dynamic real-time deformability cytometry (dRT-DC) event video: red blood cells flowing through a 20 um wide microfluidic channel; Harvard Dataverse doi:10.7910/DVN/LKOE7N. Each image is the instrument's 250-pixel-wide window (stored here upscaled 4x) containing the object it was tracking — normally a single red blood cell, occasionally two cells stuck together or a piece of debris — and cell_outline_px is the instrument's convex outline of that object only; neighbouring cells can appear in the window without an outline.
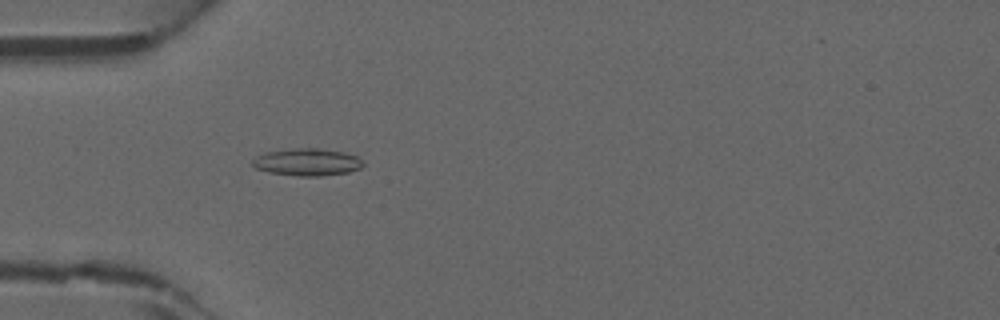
{"species": "common noctule bat (a hibernating species)", "species_latin": "Nyctalus noctula", "temperature_condition": "warm", "stored_images_in_passage": 38, "camera_frame_rate_fps": 3000, "um_per_image_px": 0.085, "animal": {"sex": "male", "forearm_length_mm": 52.5}, "frame": {"image": 1, "passage_image": 7, "time_ms": 2.0, "image_size_px": [1000, 320], "cell_outline_px": [[364, 164], [360, 168], [348, 172], [320, 176], [300, 176], [268, 172], [256, 168], [248, 164], [256, 156], [264, 152], [296, 148], [316, 148], [344, 152], [356, 156]], "centroid_in_image_um": [26.05, 13.78], "position_along_channel_um": 59.0, "area_um2": 17.57}}
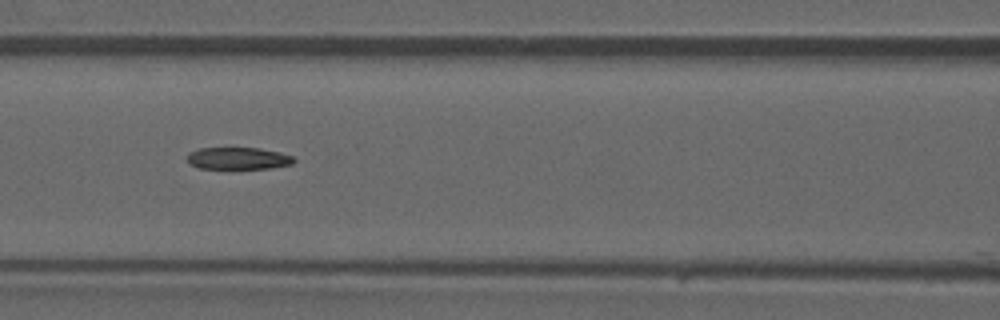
{"frame": {"image": 2, "passage_image": 13, "time_ms": 4.0, "image_size_px": [1000, 320], "cell_outline_px": [[296, 160], [292, 164], [272, 168], [200, 168], [188, 164], [188, 152], [200, 148], [260, 148], [280, 152], [292, 156]], "centroid_in_image_um": [20.25, 13.45], "position_along_channel_um": 146.4, "area_um2": 13.7}}
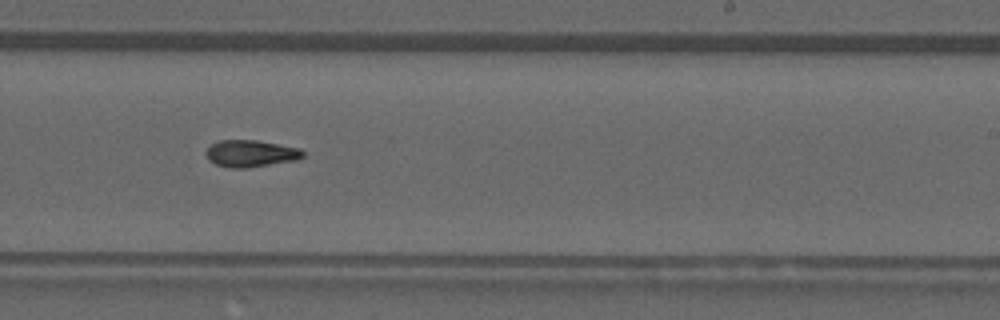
{"frame": {"image": 3, "passage_image": 21, "time_ms": 6.667, "image_size_px": [1000, 320], "cell_outline_px": [[304, 156], [296, 160], [248, 168], [232, 168], [216, 164], [208, 160], [204, 152], [212, 144], [220, 140], [256, 140], [300, 148], [304, 152]], "centroid_in_image_um": [21.3, 13.05], "position_along_channel_um": 267.7, "area_um2": 15.2}}